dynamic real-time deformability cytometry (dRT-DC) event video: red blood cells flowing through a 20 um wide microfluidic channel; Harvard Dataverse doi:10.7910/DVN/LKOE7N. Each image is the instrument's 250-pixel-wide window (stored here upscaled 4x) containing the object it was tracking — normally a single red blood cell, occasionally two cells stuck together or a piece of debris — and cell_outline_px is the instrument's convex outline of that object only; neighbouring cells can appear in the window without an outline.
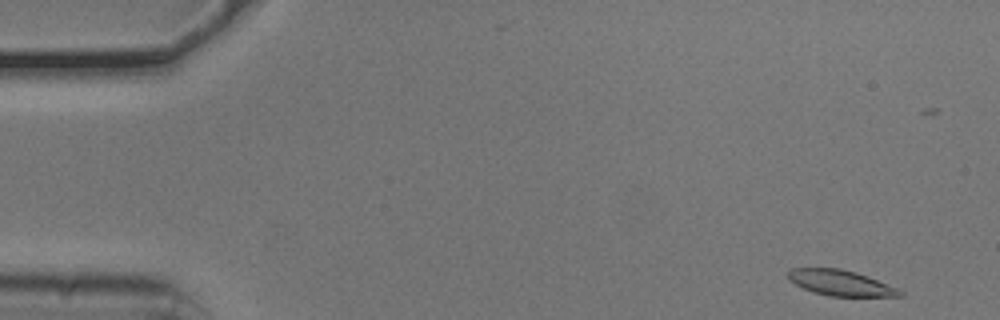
{"species": "common noctule bat (a hibernating species)", "species_latin": "Nyctalus noctula", "temperature_condition": "cold", "stored_images_in_passage": 7, "camera_frame_rate_fps": 3000, "um_per_image_px": 0.085, "animal": {"sex": "male", "body_mass_g": 20.5, "forearm_length_mm": 52.5}, "frame": {"image": 1, "passage_image": 1, "time_ms": 0.0, "image_size_px": [1000, 320], "cell_outline_px": [[904, 296], [828, 296], [812, 292], [788, 280], [788, 272], [792, 268], [840, 268], [856, 272], [868, 276], [896, 288], [904, 292]], "centroid_in_image_um": [71.44, 24.04], "position_along_channel_um": 13.6, "area_um2": 16.59}}